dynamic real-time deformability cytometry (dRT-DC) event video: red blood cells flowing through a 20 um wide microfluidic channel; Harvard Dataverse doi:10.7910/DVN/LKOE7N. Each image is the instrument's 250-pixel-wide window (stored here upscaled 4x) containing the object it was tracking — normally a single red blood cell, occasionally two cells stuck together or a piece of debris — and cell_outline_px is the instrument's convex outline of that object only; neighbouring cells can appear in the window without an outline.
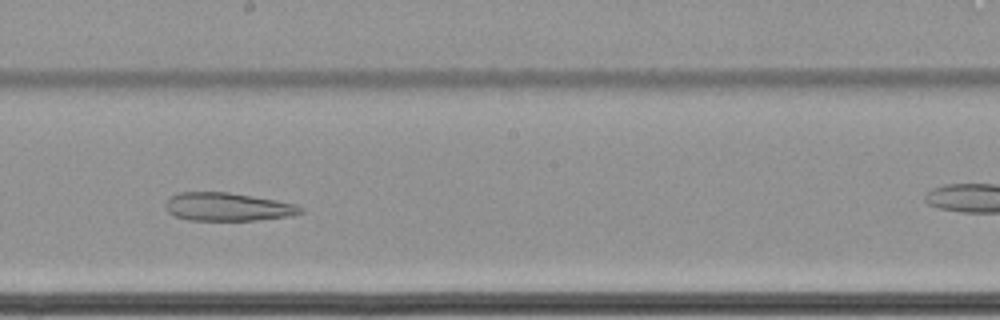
{"species": "common noctule bat (a hibernating species)", "species_latin": "Nyctalus noctula", "temperature_condition": "cold", "stored_images_in_passage": 55, "camera_frame_rate_fps": 3000, "um_per_image_px": 0.085, "animal": {"sex": "female", "body_mass_g": 22.7, "forearm_length_mm": 54.2}, "frame": {"image": 1, "passage_image": 40, "time_ms": 13.0, "image_size_px": [1000, 320], "cell_outline_px": [[304, 212], [292, 216], [256, 220], [188, 220], [176, 216], [168, 212], [164, 204], [172, 196], [180, 192], [228, 192], [276, 200], [296, 204], [304, 208]], "centroid_in_image_um": [19.39, 17.58], "position_along_channel_um": 228.8, "area_um2": 22.2}}